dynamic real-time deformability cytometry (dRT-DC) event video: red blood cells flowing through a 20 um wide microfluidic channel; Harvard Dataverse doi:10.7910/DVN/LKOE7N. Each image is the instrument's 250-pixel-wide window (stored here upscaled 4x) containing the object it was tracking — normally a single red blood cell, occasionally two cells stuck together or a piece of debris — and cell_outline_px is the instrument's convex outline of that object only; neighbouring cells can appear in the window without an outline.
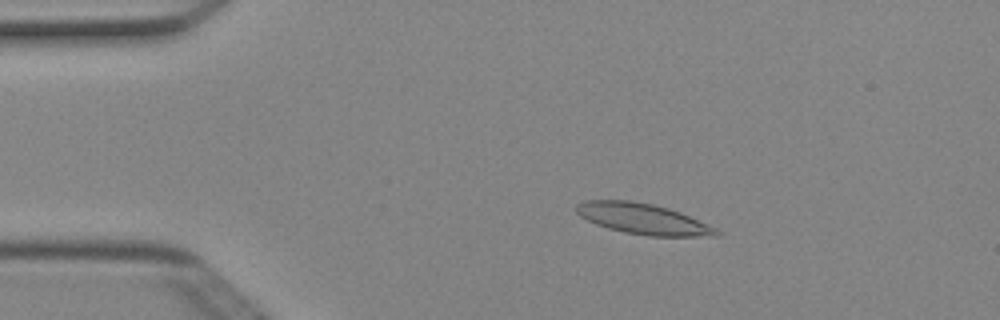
{"species": "Egyptian fruit bat (a non-hibernating species)", "species_latin": "Rousettus aegyptiacus", "temperature_condition": "cold", "stored_images_in_passage": 50, "camera_frame_rate_fps": 3000, "um_per_image_px": 0.085, "animal": {"sex": "female"}, "frame": {"image": 1, "passage_image": 9, "time_ms": 2.667, "image_size_px": [1000, 320], "cell_outline_px": [[724, 232], [720, 236], [648, 236], [624, 232], [608, 228], [596, 224], [580, 216], [576, 212], [576, 204], [584, 200], [632, 200], [652, 204], [668, 208], [680, 212], [716, 228]], "centroid_in_image_um": [54.67, 18.6], "position_along_channel_um": 30.3, "area_um2": 25.14}}
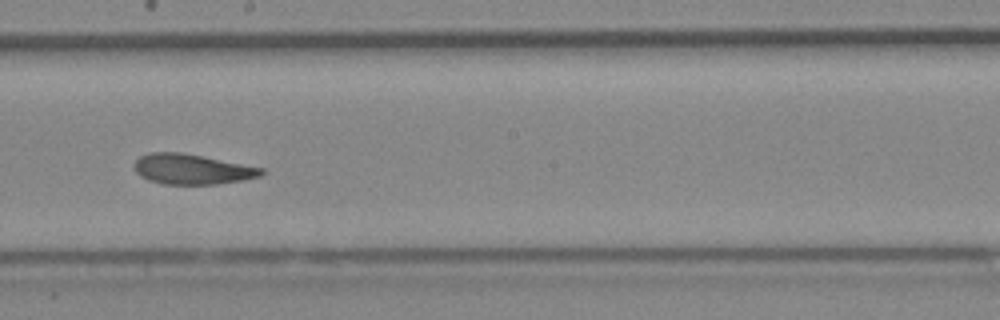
{"frame": {"image": 2, "passage_image": 28, "time_ms": 9.0, "image_size_px": [1000, 320], "cell_outline_px": [[264, 172], [260, 176], [244, 180], [216, 184], [164, 184], [148, 180], [140, 176], [136, 172], [132, 164], [140, 156], [148, 152], [180, 152], [264, 168]], "centroid_in_image_um": [16.28, 14.38], "position_along_channel_um": 231.9, "area_um2": 22.37}}
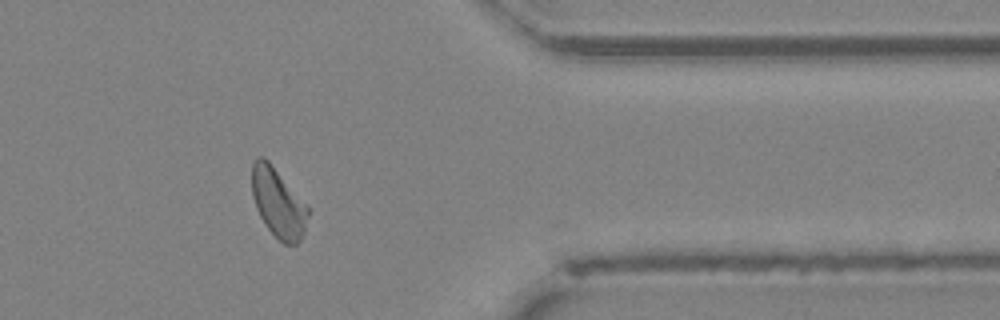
{"frame": {"image": 3, "passage_image": 41, "time_ms": 13.333, "image_size_px": [1000, 320], "cell_outline_px": [[308, 216], [304, 232], [300, 240], [296, 244], [284, 244], [268, 228], [260, 216], [256, 208], [252, 196], [252, 164], [256, 156], [264, 156], [268, 160], [308, 204]], "centroid_in_image_um": [23.65, 17.21], "position_along_channel_um": 387.8, "area_um2": 22.72}, "authors_computed_cell_mechanics": {"area_um2": 23.409, "velocity_mm_per_s": 3.9931, "shape_relaxation_time_tau1_ms": 11.3949, "shape_relaxation_time_tau2_ms": 3.9575, "deformation_change_tau1": 0.2362, "deformation_change_tau2": 0.1095}}